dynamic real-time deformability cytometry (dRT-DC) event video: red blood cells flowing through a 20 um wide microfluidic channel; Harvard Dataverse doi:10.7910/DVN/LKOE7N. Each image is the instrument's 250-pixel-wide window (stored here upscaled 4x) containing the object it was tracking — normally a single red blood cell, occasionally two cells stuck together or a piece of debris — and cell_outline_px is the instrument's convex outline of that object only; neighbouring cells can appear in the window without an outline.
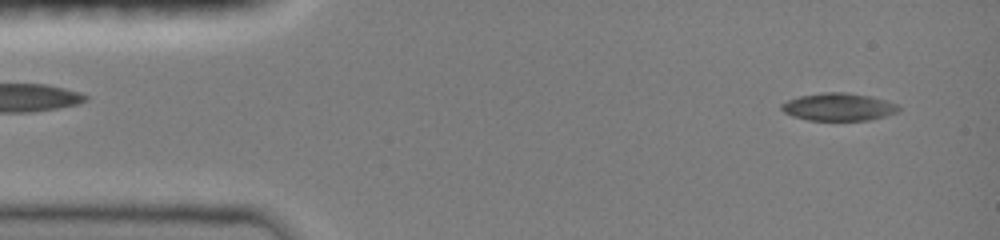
{"species": "common noctule bat (a hibernating species)", "species_latin": "Nyctalus noctula", "temperature_condition": "room temperature", "stored_images_in_passage": 69, "camera_frame_rate_fps": 3000, "um_per_image_px": 0.085, "animal": {"sex": "female", "body_mass_g": 19.0, "forearm_length_mm": 51.5}, "frame": {"image": 1, "passage_image": 5, "time_ms": 0.667, "image_size_px": [1000, 240], "cell_outline_px": [[900, 108], [896, 112], [888, 116], [868, 120], [808, 120], [792, 116], [784, 112], [780, 108], [780, 104], [788, 100], [800, 96], [824, 92], [848, 92], [872, 96], [896, 104]], "centroid_in_image_um": [71.27, 9.08], "position_along_channel_um": 13.7, "area_um2": 18.9}}
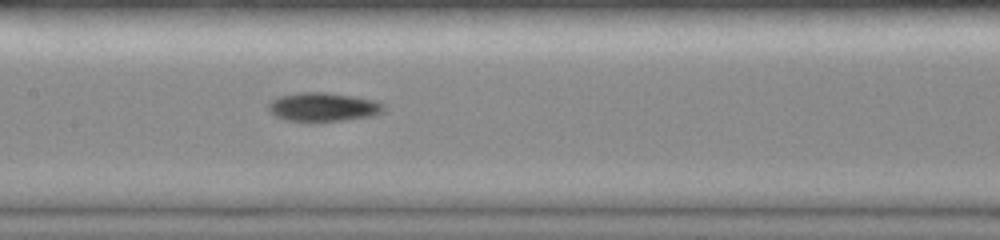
{"frame": {"image": 2, "passage_image": 37, "time_ms": 7.0, "image_size_px": [1000, 240], "cell_outline_px": [[384, 108], [380, 112], [372, 116], [316, 124], [312, 124], [288, 120], [276, 116], [268, 108], [268, 104], [276, 96], [300, 92], [324, 92], [352, 96], [376, 100], [384, 104]], "centroid_in_image_um": [27.44, 9.12], "position_along_channel_um": 180.0, "area_um2": 19.83}}
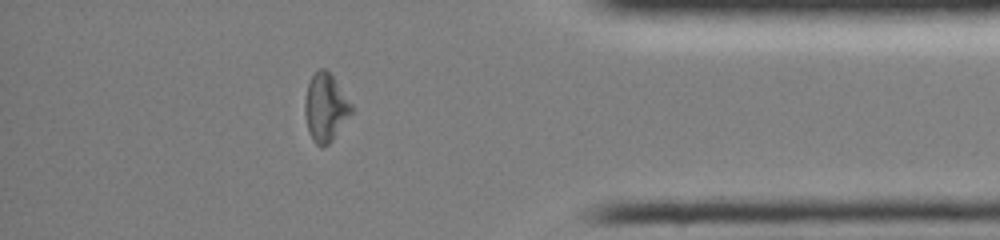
{"frame": {"image": 3, "passage_image": 62, "time_ms": 13.0, "image_size_px": [1000, 240], "cell_outline_px": [[356, 108], [332, 140], [328, 144], [316, 144], [312, 140], [308, 132], [304, 112], [304, 100], [308, 84], [312, 76], [320, 68], [324, 68], [332, 76]], "centroid_in_image_um": [27.68, 9.14], "position_along_channel_um": 407.5, "area_um2": 18.44}, "authors_computed_cell_mechanics": {"area_um2": 18.8428, "velocity_mm_per_s": 4.0867, "shape_relaxation_time_tau1_ms": 4.0465, "shape_relaxation_time_tau2_ms": null, "deformation_change_tau1": 0.1495, "deformation_change_tau2": null}}